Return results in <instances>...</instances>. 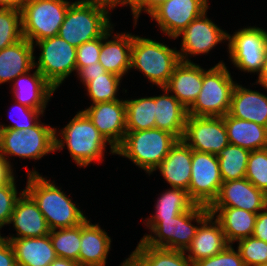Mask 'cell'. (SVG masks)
<instances>
[{
	"label": "cell",
	"instance_id": "1",
	"mask_svg": "<svg viewBox=\"0 0 267 266\" xmlns=\"http://www.w3.org/2000/svg\"><path fill=\"white\" fill-rule=\"evenodd\" d=\"M25 191L42 212L50 230L77 226L87 218L60 187L34 170L27 172Z\"/></svg>",
	"mask_w": 267,
	"mask_h": 266
},
{
	"label": "cell",
	"instance_id": "2",
	"mask_svg": "<svg viewBox=\"0 0 267 266\" xmlns=\"http://www.w3.org/2000/svg\"><path fill=\"white\" fill-rule=\"evenodd\" d=\"M107 143L109 142L82 110L77 112L59 134L55 133V151H61L66 144L72 160L83 168L92 162L102 163Z\"/></svg>",
	"mask_w": 267,
	"mask_h": 266
},
{
	"label": "cell",
	"instance_id": "3",
	"mask_svg": "<svg viewBox=\"0 0 267 266\" xmlns=\"http://www.w3.org/2000/svg\"><path fill=\"white\" fill-rule=\"evenodd\" d=\"M178 140L175 135L158 128L126 131L116 154L128 158L150 176Z\"/></svg>",
	"mask_w": 267,
	"mask_h": 266
},
{
	"label": "cell",
	"instance_id": "4",
	"mask_svg": "<svg viewBox=\"0 0 267 266\" xmlns=\"http://www.w3.org/2000/svg\"><path fill=\"white\" fill-rule=\"evenodd\" d=\"M180 62L179 52L150 38L133 35L131 68L142 72L152 83L165 87Z\"/></svg>",
	"mask_w": 267,
	"mask_h": 266
},
{
	"label": "cell",
	"instance_id": "5",
	"mask_svg": "<svg viewBox=\"0 0 267 266\" xmlns=\"http://www.w3.org/2000/svg\"><path fill=\"white\" fill-rule=\"evenodd\" d=\"M210 215L209 208L196 204L174 218L161 219L141 241L149 246L185 251L195 237L199 225ZM196 222L198 225H194ZM153 233V234H152Z\"/></svg>",
	"mask_w": 267,
	"mask_h": 266
},
{
	"label": "cell",
	"instance_id": "6",
	"mask_svg": "<svg viewBox=\"0 0 267 266\" xmlns=\"http://www.w3.org/2000/svg\"><path fill=\"white\" fill-rule=\"evenodd\" d=\"M236 82L223 61L210 69H203L201 91L187 109L190 116L223 117L230 108L231 96Z\"/></svg>",
	"mask_w": 267,
	"mask_h": 266
},
{
	"label": "cell",
	"instance_id": "7",
	"mask_svg": "<svg viewBox=\"0 0 267 266\" xmlns=\"http://www.w3.org/2000/svg\"><path fill=\"white\" fill-rule=\"evenodd\" d=\"M106 10L72 2L59 29L58 35L74 47L102 37L114 24Z\"/></svg>",
	"mask_w": 267,
	"mask_h": 266
},
{
	"label": "cell",
	"instance_id": "8",
	"mask_svg": "<svg viewBox=\"0 0 267 266\" xmlns=\"http://www.w3.org/2000/svg\"><path fill=\"white\" fill-rule=\"evenodd\" d=\"M56 128L39 121L32 128L2 129L0 154L8 161L9 156L38 160L55 151Z\"/></svg>",
	"mask_w": 267,
	"mask_h": 266
},
{
	"label": "cell",
	"instance_id": "9",
	"mask_svg": "<svg viewBox=\"0 0 267 266\" xmlns=\"http://www.w3.org/2000/svg\"><path fill=\"white\" fill-rule=\"evenodd\" d=\"M70 4L68 0H28L20 10L23 38L33 44L58 35Z\"/></svg>",
	"mask_w": 267,
	"mask_h": 266
},
{
	"label": "cell",
	"instance_id": "10",
	"mask_svg": "<svg viewBox=\"0 0 267 266\" xmlns=\"http://www.w3.org/2000/svg\"><path fill=\"white\" fill-rule=\"evenodd\" d=\"M41 53L34 61L36 69L55 88L63 84L71 73L76 71V47L59 35L33 43Z\"/></svg>",
	"mask_w": 267,
	"mask_h": 266
},
{
	"label": "cell",
	"instance_id": "11",
	"mask_svg": "<svg viewBox=\"0 0 267 266\" xmlns=\"http://www.w3.org/2000/svg\"><path fill=\"white\" fill-rule=\"evenodd\" d=\"M229 58L234 67L243 72L261 74L267 50V31L260 27H246L228 33Z\"/></svg>",
	"mask_w": 267,
	"mask_h": 266
},
{
	"label": "cell",
	"instance_id": "12",
	"mask_svg": "<svg viewBox=\"0 0 267 266\" xmlns=\"http://www.w3.org/2000/svg\"><path fill=\"white\" fill-rule=\"evenodd\" d=\"M222 183L217 155L192 150L190 198L198 205L209 207Z\"/></svg>",
	"mask_w": 267,
	"mask_h": 266
},
{
	"label": "cell",
	"instance_id": "13",
	"mask_svg": "<svg viewBox=\"0 0 267 266\" xmlns=\"http://www.w3.org/2000/svg\"><path fill=\"white\" fill-rule=\"evenodd\" d=\"M182 140L199 152L218 153L229 144L223 117L187 116Z\"/></svg>",
	"mask_w": 267,
	"mask_h": 266
},
{
	"label": "cell",
	"instance_id": "14",
	"mask_svg": "<svg viewBox=\"0 0 267 266\" xmlns=\"http://www.w3.org/2000/svg\"><path fill=\"white\" fill-rule=\"evenodd\" d=\"M208 0H167L149 16L170 39L179 35L194 19L208 10Z\"/></svg>",
	"mask_w": 267,
	"mask_h": 266
},
{
	"label": "cell",
	"instance_id": "15",
	"mask_svg": "<svg viewBox=\"0 0 267 266\" xmlns=\"http://www.w3.org/2000/svg\"><path fill=\"white\" fill-rule=\"evenodd\" d=\"M205 11L194 19L179 35L182 36L180 61L191 62L189 56L208 54L217 44L228 40V33L212 22Z\"/></svg>",
	"mask_w": 267,
	"mask_h": 266
},
{
	"label": "cell",
	"instance_id": "16",
	"mask_svg": "<svg viewBox=\"0 0 267 266\" xmlns=\"http://www.w3.org/2000/svg\"><path fill=\"white\" fill-rule=\"evenodd\" d=\"M110 145V153L116 154V148L126 134V103L115 100L90 105L82 110Z\"/></svg>",
	"mask_w": 267,
	"mask_h": 266
},
{
	"label": "cell",
	"instance_id": "17",
	"mask_svg": "<svg viewBox=\"0 0 267 266\" xmlns=\"http://www.w3.org/2000/svg\"><path fill=\"white\" fill-rule=\"evenodd\" d=\"M209 207H234L258 214L267 207V195L246 178L223 181Z\"/></svg>",
	"mask_w": 267,
	"mask_h": 266
},
{
	"label": "cell",
	"instance_id": "18",
	"mask_svg": "<svg viewBox=\"0 0 267 266\" xmlns=\"http://www.w3.org/2000/svg\"><path fill=\"white\" fill-rule=\"evenodd\" d=\"M8 224H13L17 236L9 235L6 239L43 237L50 233V228L32 197L24 191L18 198Z\"/></svg>",
	"mask_w": 267,
	"mask_h": 266
},
{
	"label": "cell",
	"instance_id": "19",
	"mask_svg": "<svg viewBox=\"0 0 267 266\" xmlns=\"http://www.w3.org/2000/svg\"><path fill=\"white\" fill-rule=\"evenodd\" d=\"M113 26L101 37L99 63L107 72L123 77L131 69L132 33H113ZM109 37L113 39L109 40ZM107 40V41H106Z\"/></svg>",
	"mask_w": 267,
	"mask_h": 266
},
{
	"label": "cell",
	"instance_id": "20",
	"mask_svg": "<svg viewBox=\"0 0 267 266\" xmlns=\"http://www.w3.org/2000/svg\"><path fill=\"white\" fill-rule=\"evenodd\" d=\"M17 76L12 82L15 102L32 109L45 110L46 105L56 89L37 70Z\"/></svg>",
	"mask_w": 267,
	"mask_h": 266
},
{
	"label": "cell",
	"instance_id": "21",
	"mask_svg": "<svg viewBox=\"0 0 267 266\" xmlns=\"http://www.w3.org/2000/svg\"><path fill=\"white\" fill-rule=\"evenodd\" d=\"M203 83V68L194 62L180 61L165 88L187 109L194 103Z\"/></svg>",
	"mask_w": 267,
	"mask_h": 266
},
{
	"label": "cell",
	"instance_id": "22",
	"mask_svg": "<svg viewBox=\"0 0 267 266\" xmlns=\"http://www.w3.org/2000/svg\"><path fill=\"white\" fill-rule=\"evenodd\" d=\"M228 245L220 223L210 214L199 225L195 237L185 252H188L187 258L194 263L217 255Z\"/></svg>",
	"mask_w": 267,
	"mask_h": 266
},
{
	"label": "cell",
	"instance_id": "23",
	"mask_svg": "<svg viewBox=\"0 0 267 266\" xmlns=\"http://www.w3.org/2000/svg\"><path fill=\"white\" fill-rule=\"evenodd\" d=\"M191 164L192 149L183 140H178L154 171L159 170L171 187L188 191Z\"/></svg>",
	"mask_w": 267,
	"mask_h": 266
},
{
	"label": "cell",
	"instance_id": "24",
	"mask_svg": "<svg viewBox=\"0 0 267 266\" xmlns=\"http://www.w3.org/2000/svg\"><path fill=\"white\" fill-rule=\"evenodd\" d=\"M228 114L267 128V95L236 83Z\"/></svg>",
	"mask_w": 267,
	"mask_h": 266
},
{
	"label": "cell",
	"instance_id": "25",
	"mask_svg": "<svg viewBox=\"0 0 267 266\" xmlns=\"http://www.w3.org/2000/svg\"><path fill=\"white\" fill-rule=\"evenodd\" d=\"M80 266H105L111 249V239L99 224L86 219L81 223Z\"/></svg>",
	"mask_w": 267,
	"mask_h": 266
},
{
	"label": "cell",
	"instance_id": "26",
	"mask_svg": "<svg viewBox=\"0 0 267 266\" xmlns=\"http://www.w3.org/2000/svg\"><path fill=\"white\" fill-rule=\"evenodd\" d=\"M34 46L26 38L0 50V85L35 69Z\"/></svg>",
	"mask_w": 267,
	"mask_h": 266
},
{
	"label": "cell",
	"instance_id": "27",
	"mask_svg": "<svg viewBox=\"0 0 267 266\" xmlns=\"http://www.w3.org/2000/svg\"><path fill=\"white\" fill-rule=\"evenodd\" d=\"M208 208L210 214L220 223L229 245L252 236L257 213L234 207Z\"/></svg>",
	"mask_w": 267,
	"mask_h": 266
},
{
	"label": "cell",
	"instance_id": "28",
	"mask_svg": "<svg viewBox=\"0 0 267 266\" xmlns=\"http://www.w3.org/2000/svg\"><path fill=\"white\" fill-rule=\"evenodd\" d=\"M164 93L155 96V128L165 130L182 140L188 116L184 107L165 87Z\"/></svg>",
	"mask_w": 267,
	"mask_h": 266
},
{
	"label": "cell",
	"instance_id": "29",
	"mask_svg": "<svg viewBox=\"0 0 267 266\" xmlns=\"http://www.w3.org/2000/svg\"><path fill=\"white\" fill-rule=\"evenodd\" d=\"M8 240L13 247L17 266H49L57 258L49 234Z\"/></svg>",
	"mask_w": 267,
	"mask_h": 266
},
{
	"label": "cell",
	"instance_id": "30",
	"mask_svg": "<svg viewBox=\"0 0 267 266\" xmlns=\"http://www.w3.org/2000/svg\"><path fill=\"white\" fill-rule=\"evenodd\" d=\"M229 144L240 146L250 151L267 148V128L235 118L228 113L223 116Z\"/></svg>",
	"mask_w": 267,
	"mask_h": 266
},
{
	"label": "cell",
	"instance_id": "31",
	"mask_svg": "<svg viewBox=\"0 0 267 266\" xmlns=\"http://www.w3.org/2000/svg\"><path fill=\"white\" fill-rule=\"evenodd\" d=\"M155 203V214L144 220L145 226L151 229L161 219L174 218L191 210L196 203L190 198L188 191L181 188L170 187L163 192Z\"/></svg>",
	"mask_w": 267,
	"mask_h": 266
},
{
	"label": "cell",
	"instance_id": "32",
	"mask_svg": "<svg viewBox=\"0 0 267 266\" xmlns=\"http://www.w3.org/2000/svg\"><path fill=\"white\" fill-rule=\"evenodd\" d=\"M130 255L140 266H193L185 251L156 248L141 240Z\"/></svg>",
	"mask_w": 267,
	"mask_h": 266
},
{
	"label": "cell",
	"instance_id": "33",
	"mask_svg": "<svg viewBox=\"0 0 267 266\" xmlns=\"http://www.w3.org/2000/svg\"><path fill=\"white\" fill-rule=\"evenodd\" d=\"M126 131L155 128V96L125 100Z\"/></svg>",
	"mask_w": 267,
	"mask_h": 266
},
{
	"label": "cell",
	"instance_id": "34",
	"mask_svg": "<svg viewBox=\"0 0 267 266\" xmlns=\"http://www.w3.org/2000/svg\"><path fill=\"white\" fill-rule=\"evenodd\" d=\"M250 150L228 144L217 155L223 181L245 178Z\"/></svg>",
	"mask_w": 267,
	"mask_h": 266
},
{
	"label": "cell",
	"instance_id": "35",
	"mask_svg": "<svg viewBox=\"0 0 267 266\" xmlns=\"http://www.w3.org/2000/svg\"><path fill=\"white\" fill-rule=\"evenodd\" d=\"M49 236L57 257L74 260L79 263L81 224L74 227L51 230Z\"/></svg>",
	"mask_w": 267,
	"mask_h": 266
},
{
	"label": "cell",
	"instance_id": "36",
	"mask_svg": "<svg viewBox=\"0 0 267 266\" xmlns=\"http://www.w3.org/2000/svg\"><path fill=\"white\" fill-rule=\"evenodd\" d=\"M122 79L109 72L98 77H91V81L84 85L87 95L91 98V105L120 100L116 96Z\"/></svg>",
	"mask_w": 267,
	"mask_h": 266
},
{
	"label": "cell",
	"instance_id": "37",
	"mask_svg": "<svg viewBox=\"0 0 267 266\" xmlns=\"http://www.w3.org/2000/svg\"><path fill=\"white\" fill-rule=\"evenodd\" d=\"M23 39L21 11L0 7V50Z\"/></svg>",
	"mask_w": 267,
	"mask_h": 266
},
{
	"label": "cell",
	"instance_id": "38",
	"mask_svg": "<svg viewBox=\"0 0 267 266\" xmlns=\"http://www.w3.org/2000/svg\"><path fill=\"white\" fill-rule=\"evenodd\" d=\"M245 178L267 195V148L250 152Z\"/></svg>",
	"mask_w": 267,
	"mask_h": 266
},
{
	"label": "cell",
	"instance_id": "39",
	"mask_svg": "<svg viewBox=\"0 0 267 266\" xmlns=\"http://www.w3.org/2000/svg\"><path fill=\"white\" fill-rule=\"evenodd\" d=\"M237 250L245 266H258L267 263V243L253 236L241 239Z\"/></svg>",
	"mask_w": 267,
	"mask_h": 266
},
{
	"label": "cell",
	"instance_id": "40",
	"mask_svg": "<svg viewBox=\"0 0 267 266\" xmlns=\"http://www.w3.org/2000/svg\"><path fill=\"white\" fill-rule=\"evenodd\" d=\"M15 184L14 178L10 183L0 185V229L8 225L18 198L25 191L23 189L18 195Z\"/></svg>",
	"mask_w": 267,
	"mask_h": 266
},
{
	"label": "cell",
	"instance_id": "41",
	"mask_svg": "<svg viewBox=\"0 0 267 266\" xmlns=\"http://www.w3.org/2000/svg\"><path fill=\"white\" fill-rule=\"evenodd\" d=\"M15 103L16 104H15V106H13V108L14 109L17 108V110H19V111L15 110L17 113L18 112L20 113V114L18 113L20 116V117L18 116L19 120L18 119L17 120L12 119L14 121V123H12L8 126L5 124H3V125L1 124L2 129L22 130V129L32 128L40 121V116L41 115L44 116L43 115V113L45 112L44 110L32 109V108H29L25 105L20 104L19 102H15ZM11 113H9V114L12 115ZM20 118H22L23 120H21Z\"/></svg>",
	"mask_w": 267,
	"mask_h": 266
},
{
	"label": "cell",
	"instance_id": "42",
	"mask_svg": "<svg viewBox=\"0 0 267 266\" xmlns=\"http://www.w3.org/2000/svg\"><path fill=\"white\" fill-rule=\"evenodd\" d=\"M101 37L81 44L76 49V73L85 66L99 62Z\"/></svg>",
	"mask_w": 267,
	"mask_h": 266
},
{
	"label": "cell",
	"instance_id": "43",
	"mask_svg": "<svg viewBox=\"0 0 267 266\" xmlns=\"http://www.w3.org/2000/svg\"><path fill=\"white\" fill-rule=\"evenodd\" d=\"M0 266H17L10 241L0 234Z\"/></svg>",
	"mask_w": 267,
	"mask_h": 266
},
{
	"label": "cell",
	"instance_id": "44",
	"mask_svg": "<svg viewBox=\"0 0 267 266\" xmlns=\"http://www.w3.org/2000/svg\"><path fill=\"white\" fill-rule=\"evenodd\" d=\"M220 266H245L238 250L233 245H228L220 252Z\"/></svg>",
	"mask_w": 267,
	"mask_h": 266
},
{
	"label": "cell",
	"instance_id": "45",
	"mask_svg": "<svg viewBox=\"0 0 267 266\" xmlns=\"http://www.w3.org/2000/svg\"><path fill=\"white\" fill-rule=\"evenodd\" d=\"M167 0H141L132 10L134 18V27L137 24L138 18L142 12L150 15L157 7Z\"/></svg>",
	"mask_w": 267,
	"mask_h": 266
},
{
	"label": "cell",
	"instance_id": "46",
	"mask_svg": "<svg viewBox=\"0 0 267 266\" xmlns=\"http://www.w3.org/2000/svg\"><path fill=\"white\" fill-rule=\"evenodd\" d=\"M107 73L106 69L99 63L90 64L88 66L82 67L77 72V77L80 79V82L85 85L86 83L91 81V77H98L102 74Z\"/></svg>",
	"mask_w": 267,
	"mask_h": 266
},
{
	"label": "cell",
	"instance_id": "47",
	"mask_svg": "<svg viewBox=\"0 0 267 266\" xmlns=\"http://www.w3.org/2000/svg\"><path fill=\"white\" fill-rule=\"evenodd\" d=\"M252 236L267 243V207L257 214Z\"/></svg>",
	"mask_w": 267,
	"mask_h": 266
},
{
	"label": "cell",
	"instance_id": "48",
	"mask_svg": "<svg viewBox=\"0 0 267 266\" xmlns=\"http://www.w3.org/2000/svg\"><path fill=\"white\" fill-rule=\"evenodd\" d=\"M78 1L82 4L104 9L108 13H110L109 11L115 9V7L117 6L120 5L124 6V0H78Z\"/></svg>",
	"mask_w": 267,
	"mask_h": 266
},
{
	"label": "cell",
	"instance_id": "49",
	"mask_svg": "<svg viewBox=\"0 0 267 266\" xmlns=\"http://www.w3.org/2000/svg\"><path fill=\"white\" fill-rule=\"evenodd\" d=\"M10 161L0 154V185L10 183L14 178V172Z\"/></svg>",
	"mask_w": 267,
	"mask_h": 266
},
{
	"label": "cell",
	"instance_id": "50",
	"mask_svg": "<svg viewBox=\"0 0 267 266\" xmlns=\"http://www.w3.org/2000/svg\"><path fill=\"white\" fill-rule=\"evenodd\" d=\"M193 266H220V253L193 263Z\"/></svg>",
	"mask_w": 267,
	"mask_h": 266
},
{
	"label": "cell",
	"instance_id": "51",
	"mask_svg": "<svg viewBox=\"0 0 267 266\" xmlns=\"http://www.w3.org/2000/svg\"><path fill=\"white\" fill-rule=\"evenodd\" d=\"M28 0H0V7L21 10Z\"/></svg>",
	"mask_w": 267,
	"mask_h": 266
},
{
	"label": "cell",
	"instance_id": "52",
	"mask_svg": "<svg viewBox=\"0 0 267 266\" xmlns=\"http://www.w3.org/2000/svg\"><path fill=\"white\" fill-rule=\"evenodd\" d=\"M257 85H262L267 90V50L265 54L264 66L258 80L255 82Z\"/></svg>",
	"mask_w": 267,
	"mask_h": 266
},
{
	"label": "cell",
	"instance_id": "53",
	"mask_svg": "<svg viewBox=\"0 0 267 266\" xmlns=\"http://www.w3.org/2000/svg\"><path fill=\"white\" fill-rule=\"evenodd\" d=\"M49 266H80L77 261L57 257Z\"/></svg>",
	"mask_w": 267,
	"mask_h": 266
},
{
	"label": "cell",
	"instance_id": "54",
	"mask_svg": "<svg viewBox=\"0 0 267 266\" xmlns=\"http://www.w3.org/2000/svg\"><path fill=\"white\" fill-rule=\"evenodd\" d=\"M120 266H140L137 261L130 255L126 258Z\"/></svg>",
	"mask_w": 267,
	"mask_h": 266
},
{
	"label": "cell",
	"instance_id": "55",
	"mask_svg": "<svg viewBox=\"0 0 267 266\" xmlns=\"http://www.w3.org/2000/svg\"><path fill=\"white\" fill-rule=\"evenodd\" d=\"M141 0H124V6H130L132 10Z\"/></svg>",
	"mask_w": 267,
	"mask_h": 266
},
{
	"label": "cell",
	"instance_id": "56",
	"mask_svg": "<svg viewBox=\"0 0 267 266\" xmlns=\"http://www.w3.org/2000/svg\"><path fill=\"white\" fill-rule=\"evenodd\" d=\"M1 131H2V128H1V124H0V138H1Z\"/></svg>",
	"mask_w": 267,
	"mask_h": 266
}]
</instances>
